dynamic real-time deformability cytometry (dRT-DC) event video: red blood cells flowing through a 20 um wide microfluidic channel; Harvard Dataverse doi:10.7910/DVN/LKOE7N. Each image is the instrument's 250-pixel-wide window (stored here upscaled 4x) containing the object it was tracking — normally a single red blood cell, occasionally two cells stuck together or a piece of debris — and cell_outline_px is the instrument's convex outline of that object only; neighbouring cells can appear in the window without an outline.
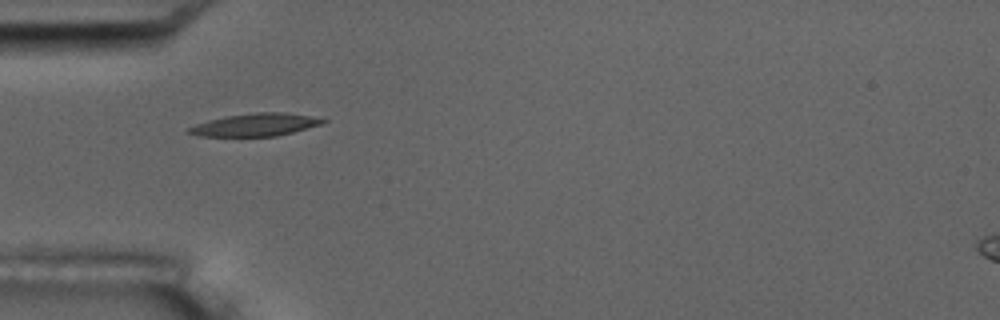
{"species": "common noctule bat (a hibernating species)", "species_latin": "Nyctalus noctula", "temperature_condition": "room temperature", "stored_images_in_passage": 7, "camera_frame_rate_fps": 3000, "um_per_image_px": 0.085, "animal": {"sex": "male", "body_mass_g": 17.5, "forearm_length_mm": 52.3}, "frame": {"image": 1, "passage_image": 1, "time_ms": 0.0, "image_size_px": [1000, 320], "cell_outline_px": [[328, 120], [324, 124], [276, 136], [200, 136], [184, 132], [184, 128], [208, 120], [224, 116], [256, 112], [284, 112], [308, 116]], "centroid_in_image_um": [21.64, 10.6], "position_along_channel_um": 63.4, "area_um2": 17.8}}
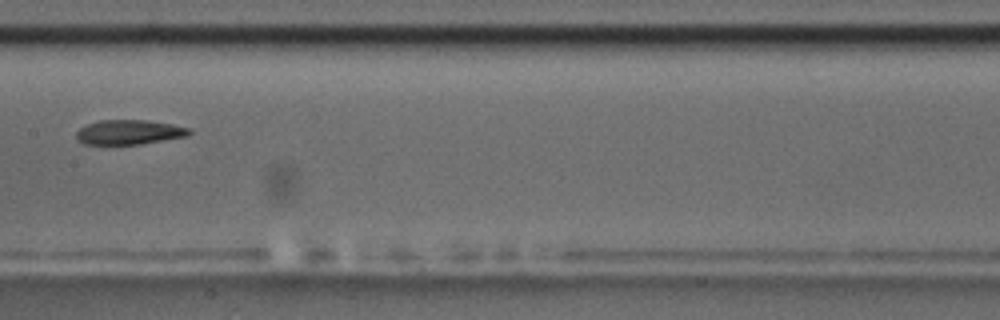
{"frame": {"image": 2, "passage_image": 4, "time_ms": 3.667, "image_size_px": [1000, 320], "cell_outline_px": [[192, 132], [188, 136], [140, 144], [84, 144], [76, 140], [76, 132], [80, 128], [88, 124], [100, 120], [148, 120], [172, 124], [192, 128]], "centroid_in_image_um": [11.0, 11.23], "position_along_channel_um": 196.4, "area_um2": 16.3}}